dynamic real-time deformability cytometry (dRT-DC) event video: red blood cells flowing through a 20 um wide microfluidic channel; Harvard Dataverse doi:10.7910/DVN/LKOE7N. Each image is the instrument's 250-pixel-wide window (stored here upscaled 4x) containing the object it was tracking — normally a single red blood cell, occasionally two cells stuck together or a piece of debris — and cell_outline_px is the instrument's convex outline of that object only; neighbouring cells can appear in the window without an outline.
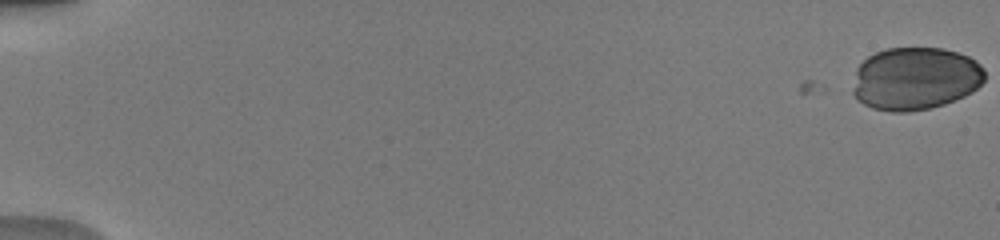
{"species": "human", "species_latin": "Homo sapiens", "temperature_condition": "warm", "stored_images_in_passage": 15, "camera_frame_rate_fps": 3000, "um_per_image_px": 0.085, "donor": {"sex": "male"}, "frame": {"image": 1, "passage_image": 1, "time_ms": 0.0, "image_size_px": [1000, 240], "cell_outline_px": [[984, 80], [972, 92], [964, 96], [944, 104], [928, 108], [908, 112], [892, 112], [872, 108], [856, 100], [852, 92], [856, 68], [868, 56], [876, 52], [888, 48], [944, 48], [968, 56], [976, 60], [984, 68]], "centroid_in_image_um": [77.78, 6.68], "position_along_channel_um": 7.2, "area_um2": 48.49}}